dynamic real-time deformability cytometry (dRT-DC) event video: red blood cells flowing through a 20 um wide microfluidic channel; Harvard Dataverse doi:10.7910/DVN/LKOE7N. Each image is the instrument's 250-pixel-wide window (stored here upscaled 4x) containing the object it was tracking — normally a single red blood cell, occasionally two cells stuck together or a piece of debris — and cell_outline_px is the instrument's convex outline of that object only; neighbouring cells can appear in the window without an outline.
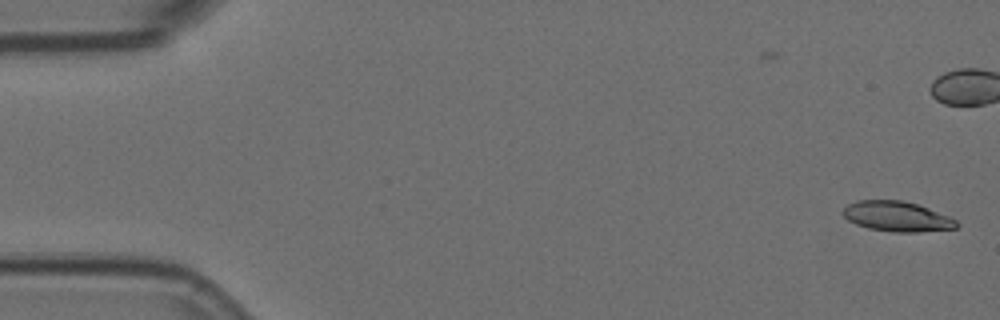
{"species": "Egyptian fruit bat (a non-hibernating species)", "species_latin": "Rousettus aegyptiacus", "temperature_condition": "room temperature", "stored_images_in_passage": 6, "camera_frame_rate_fps": 3000, "um_per_image_px": 0.085, "animal": {"sex": "female"}, "frame": {"image": 1, "passage_image": 1, "time_ms": 0.0, "image_size_px": [1000, 320], "cell_outline_px": [[960, 224], [956, 228], [916, 232], [892, 232], [868, 228], [856, 224], [848, 220], [840, 212], [848, 204], [856, 200], [904, 200], [928, 208], [948, 216], [956, 220]], "centroid_in_image_um": [76.21, 18.39], "position_along_channel_um": 8.8, "area_um2": 19.94}}